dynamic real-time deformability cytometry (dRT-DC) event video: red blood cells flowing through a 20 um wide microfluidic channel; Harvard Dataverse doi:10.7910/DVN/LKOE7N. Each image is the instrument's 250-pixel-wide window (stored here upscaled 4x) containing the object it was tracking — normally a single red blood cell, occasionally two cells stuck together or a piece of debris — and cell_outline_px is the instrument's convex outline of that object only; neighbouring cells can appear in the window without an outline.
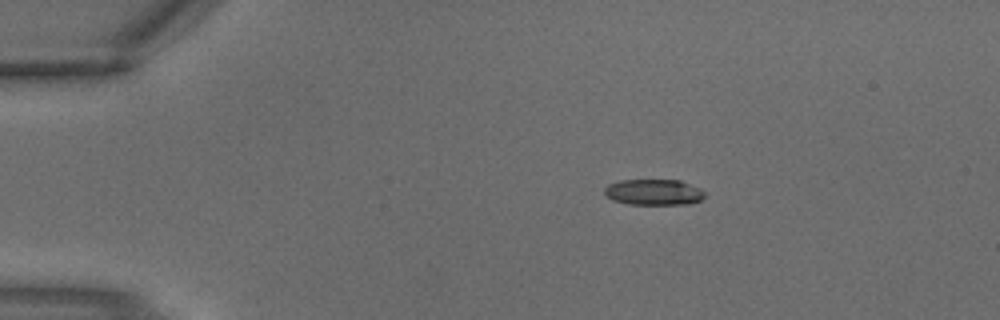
{"species": "common noctule bat (a hibernating species)", "species_latin": "Nyctalus noctula", "temperature_condition": "warm", "stored_images_in_passage": 1, "camera_frame_rate_fps": 3000, "um_per_image_px": 0.085, "animal": {"sex": "male", "body_mass_g": 18.8}, "frame": {"image": 1, "passage_image": 1, "time_ms": 0.0, "image_size_px": [1000, 320], "cell_outline_px": [[704, 196], [700, 200], [688, 204], [628, 204], [612, 200], [604, 196], [604, 188], [608, 184], [620, 180], [680, 180], [700, 188], [704, 192]], "centroid_in_image_um": [55.52, 16.33], "position_along_channel_um": 29.5, "area_um2": 15.2}}